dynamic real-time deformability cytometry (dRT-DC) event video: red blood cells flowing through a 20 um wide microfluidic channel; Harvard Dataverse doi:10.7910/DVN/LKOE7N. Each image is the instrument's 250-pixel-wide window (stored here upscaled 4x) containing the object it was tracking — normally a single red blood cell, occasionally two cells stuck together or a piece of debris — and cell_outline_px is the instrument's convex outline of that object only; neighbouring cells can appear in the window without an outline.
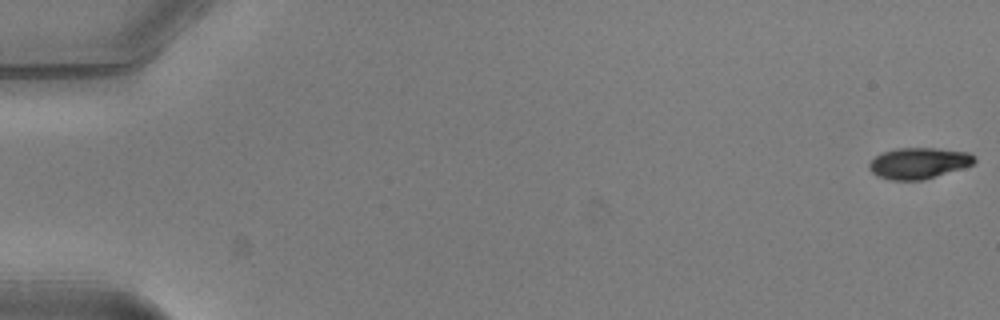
{"species": "common noctule bat (a hibernating species)", "species_latin": "Nyctalus noctula", "temperature_condition": "warm", "stored_images_in_passage": 52, "camera_frame_rate_fps": 3000, "um_per_image_px": 0.085, "animal": {"sex": "male", "body_mass_g": 20.5, "forearm_length_mm": 52.5}, "frame": {"image": 1, "passage_image": 1, "time_ms": 0.0, "image_size_px": [1000, 320], "cell_outline_px": [[976, 160], [972, 164], [964, 168], [924, 180], [892, 180], [880, 176], [872, 172], [868, 168], [868, 164], [876, 156], [884, 152], [896, 148], [936, 148], [968, 152], [976, 156]], "centroid_in_image_um": [78.13, 13.87], "position_along_channel_um": 6.9, "area_um2": 19.07}}
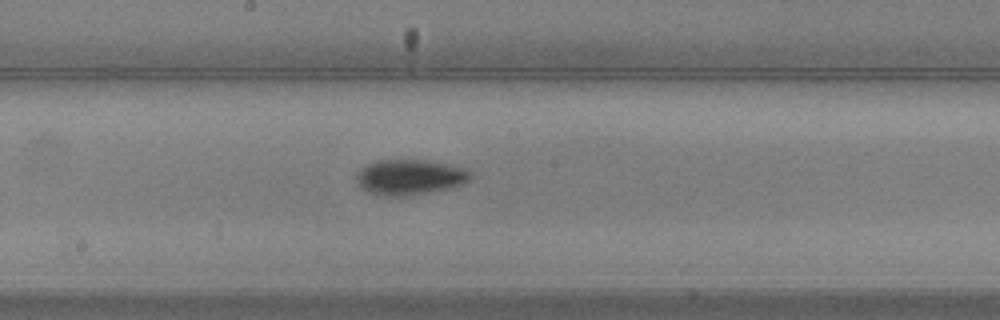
{"frame": {"image": 2, "passage_image": 29, "time_ms": 9.333, "image_size_px": [1000, 320], "cell_outline_px": [[472, 176], [468, 180], [460, 184], [448, 188], [408, 196], [384, 196], [368, 192], [360, 184], [356, 176], [356, 172], [360, 168], [376, 160], [428, 160], [448, 164], [464, 168], [472, 172]], "centroid_in_image_um": [34.83, 15.04], "position_along_channel_um": 213.4, "area_um2": 23.35}}
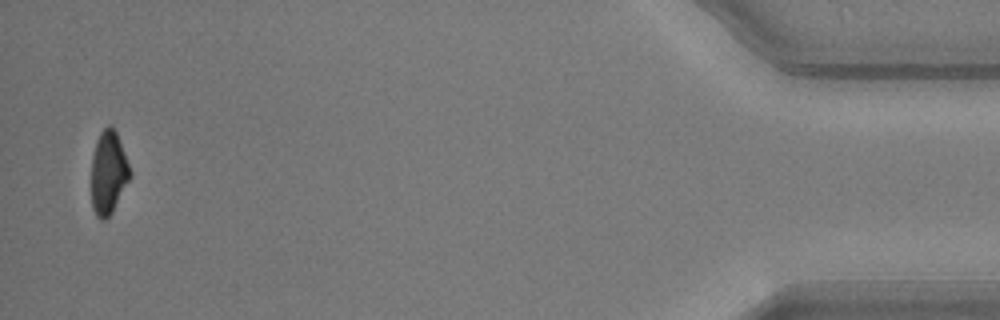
{"frame": {"image": 3, "passage_image": 51, "time_ms": 16.667, "image_size_px": [1000, 320], "cell_outline_px": [[132, 176], [112, 212], [104, 220], [100, 220], [96, 216], [92, 208], [92, 156], [96, 140], [100, 132], [108, 124], [112, 124], [116, 132], [132, 172]], "centroid_in_image_um": [9.22, 14.67], "position_along_channel_um": 426.0, "area_um2": 18.84}, "authors_computed_cell_mechanics": {"area_um2": 20.519, "velocity_mm_per_s": 4.005, "shape_relaxation_time_tau1_ms": 1.7122, "shape_relaxation_time_tau2_ms": null, "deformation_change_tau1": 0.1368, "deformation_change_tau2": null}}